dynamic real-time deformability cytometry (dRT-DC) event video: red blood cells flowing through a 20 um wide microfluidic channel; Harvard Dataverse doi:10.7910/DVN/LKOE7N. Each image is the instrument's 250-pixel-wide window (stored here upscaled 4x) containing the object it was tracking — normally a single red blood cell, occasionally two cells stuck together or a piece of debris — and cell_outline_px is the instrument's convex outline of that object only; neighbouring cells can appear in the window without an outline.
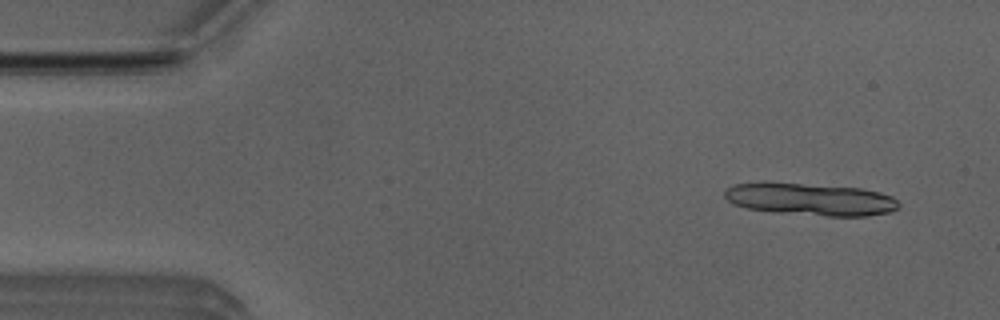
{"species": "Egyptian fruit bat (a non-hibernating species)", "species_latin": "Rousettus aegyptiacus", "temperature_condition": "room temperature", "stored_images_in_passage": 4, "camera_frame_rate_fps": 3000, "um_per_image_px": 0.085, "animal": {"sex": "male"}, "frame": {"image": 1, "passage_image": 1, "time_ms": 0.0, "image_size_px": [1000, 320], "cell_outline_px": [[900, 208], [888, 212], [868, 216], [828, 216], [772, 212], [748, 208], [732, 204], [724, 196], [724, 192], [728, 188], [736, 184], [764, 180], [860, 188], [880, 192], [892, 196], [900, 204]], "centroid_in_image_um": [68.85, 16.92], "position_along_channel_um": 16.1, "area_um2": 33.41}}